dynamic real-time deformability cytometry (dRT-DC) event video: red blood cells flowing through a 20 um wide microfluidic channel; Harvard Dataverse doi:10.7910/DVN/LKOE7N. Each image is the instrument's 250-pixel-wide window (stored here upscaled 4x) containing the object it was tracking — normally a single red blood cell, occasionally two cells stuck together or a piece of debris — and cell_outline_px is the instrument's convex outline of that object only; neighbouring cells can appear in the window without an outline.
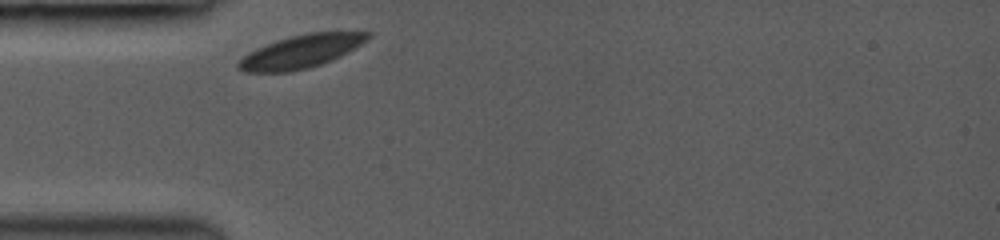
{"species": "common noctule bat (a hibernating species)", "species_latin": "Nyctalus noctula", "temperature_condition": "room temperature", "stored_images_in_passage": 26, "camera_frame_rate_fps": 3000, "um_per_image_px": 0.085, "animal": {"sex": "female", "body_mass_g": 19.0, "forearm_length_mm": 53.3}, "frame": {"image": 1, "passage_image": 1, "time_ms": 0.0, "image_size_px": [1000, 240], "cell_outline_px": [[372, 36], [368, 40], [340, 56], [332, 60], [308, 68], [288, 72], [244, 72], [236, 68], [236, 64], [248, 52], [256, 48], [276, 40], [308, 32], [372, 32]], "centroid_in_image_um": [25.57, 4.38], "position_along_channel_um": 59.4, "area_um2": 24.91}}
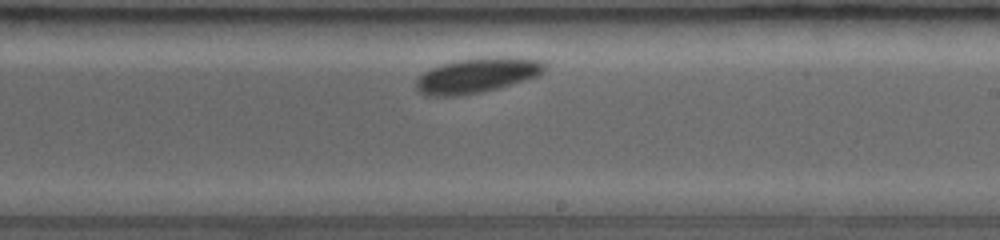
{"frame": {"image": 2, "passage_image": 15, "time_ms": 5.0, "image_size_px": [1000, 240], "cell_outline_px": [[548, 68], [544, 72], [536, 76], [512, 84], [480, 92], [456, 96], [424, 96], [416, 92], [416, 80], [424, 72], [440, 64], [456, 60], [492, 56], [516, 56], [544, 60], [548, 64]], "centroid_in_image_um": [40.59, 6.38], "position_along_channel_um": 248.4, "area_um2": 26.7}}
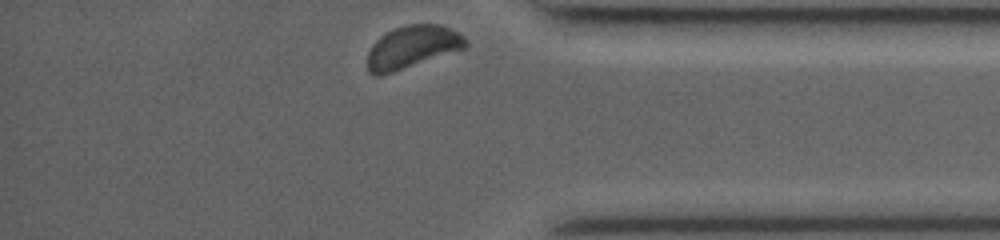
{"frame": {"image": 3, "passage_image": 26, "time_ms": 9.0, "image_size_px": [1000, 240], "cell_outline_px": [[468, 48], [380, 76], [372, 76], [368, 72], [368, 52], [372, 44], [380, 36], [404, 24], [440, 24], [452, 28], [460, 32], [468, 40]], "centroid_in_image_um": [35.09, 3.99], "position_along_channel_um": 400.1, "area_um2": 24.74}, "authors_computed_cell_mechanics": {"area_um2": 25.0274, "velocity_mm_per_s": 3.8518, "shape_relaxation_time_tau1_ms": 0.8907, "shape_relaxation_time_tau2_ms": null, "deformation_change_tau1": 0.0597, "deformation_change_tau2": null}}